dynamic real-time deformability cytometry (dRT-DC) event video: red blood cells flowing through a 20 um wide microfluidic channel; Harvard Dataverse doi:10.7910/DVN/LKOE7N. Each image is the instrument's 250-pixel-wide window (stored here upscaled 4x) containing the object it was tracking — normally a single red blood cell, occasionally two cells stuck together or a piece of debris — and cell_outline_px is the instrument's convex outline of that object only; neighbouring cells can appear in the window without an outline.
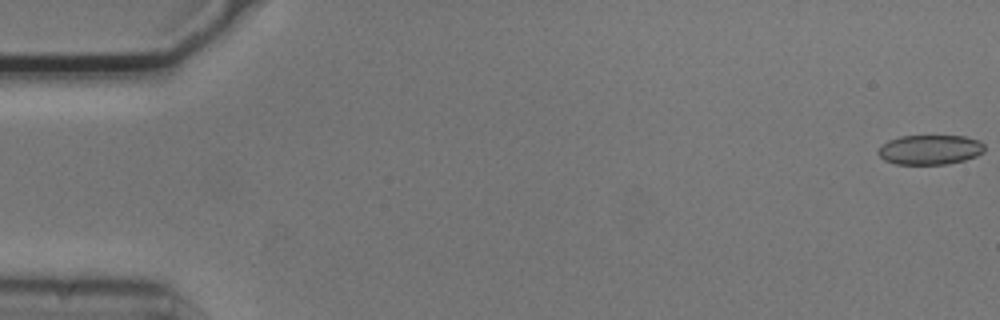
{"species": "common noctule bat (a hibernating species)", "species_latin": "Nyctalus noctula", "temperature_condition": "cold", "stored_images_in_passage": 55, "camera_frame_rate_fps": 3000, "um_per_image_px": 0.085, "animal": {"sex": "male", "body_mass_g": 20.5, "forearm_length_mm": 52.5}, "frame": {"image": 1, "passage_image": 1, "time_ms": 0.0, "image_size_px": [1000, 320], "cell_outline_px": [[984, 152], [976, 156], [964, 160], [948, 164], [896, 164], [884, 160], [876, 152], [888, 140], [900, 136], [964, 136], [980, 140], [984, 144]], "centroid_in_image_um": [79.07, 12.72], "position_along_channel_um": 5.9, "area_um2": 18.44}}
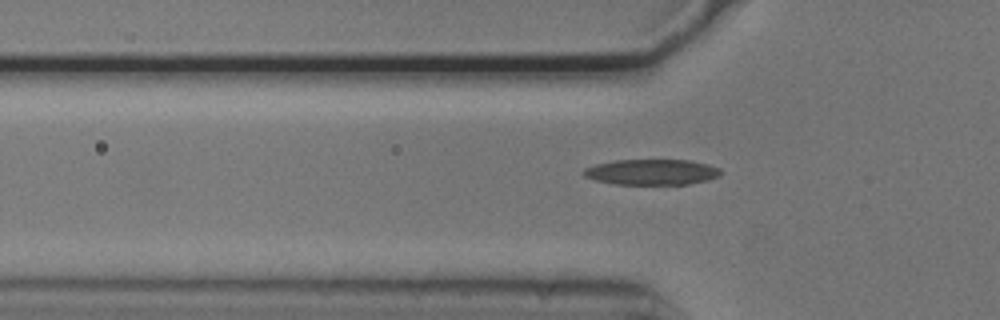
{"frame": {"image": 2, "passage_image": 18, "time_ms": 5.667, "image_size_px": [1000, 320], "cell_outline_px": [[724, 172], [720, 176], [708, 180], [688, 184], [616, 184], [596, 180], [584, 176], [580, 172], [584, 168], [596, 164], [616, 160], [692, 160], [708, 164], [720, 168]], "centroid_in_image_um": [55.43, 14.62], "position_along_channel_um": 70.4, "area_um2": 20.63}}
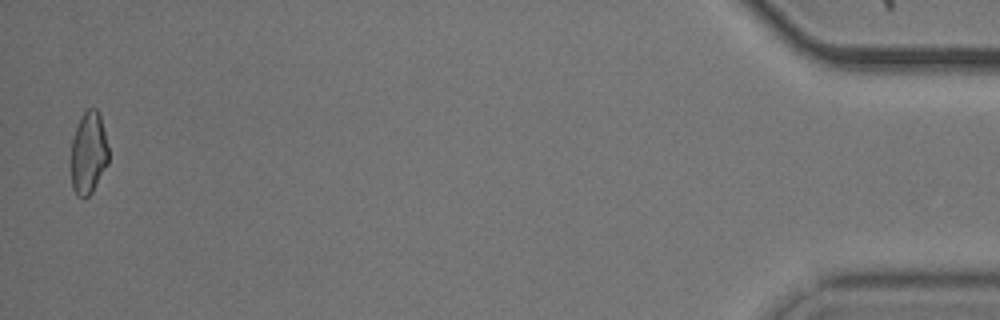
{"frame": {"image": 3, "passage_image": 54, "time_ms": 17.667, "image_size_px": [1000, 320], "cell_outline_px": [[108, 164], [92, 192], [84, 200], [76, 196], [72, 188], [72, 140], [76, 128], [84, 112], [88, 108], [96, 108], [100, 116], [108, 148]], "centroid_in_image_um": [7.52, 13.06], "position_along_channel_um": 427.7, "area_um2": 17.8}, "authors_computed_cell_mechanics": {"area_um2": 19.652, "velocity_mm_per_s": 3.7315, "shape_relaxation_time_tau1_ms": 5.1106, "shape_relaxation_time_tau2_ms": 2.3763, "deformation_change_tau1": 0.1753, "deformation_change_tau2": 0.1072}}